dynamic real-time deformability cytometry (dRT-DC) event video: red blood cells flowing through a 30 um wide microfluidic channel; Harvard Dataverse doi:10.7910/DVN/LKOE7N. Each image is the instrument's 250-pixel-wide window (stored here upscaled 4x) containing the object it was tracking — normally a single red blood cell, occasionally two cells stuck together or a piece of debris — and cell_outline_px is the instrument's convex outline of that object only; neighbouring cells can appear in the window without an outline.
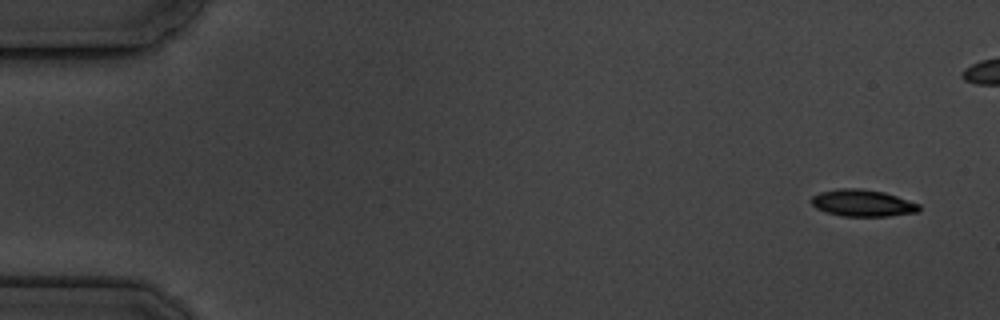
{"species": "common noctule bat (a hibernating species)", "species_latin": "Nyctalus noctula", "temperature_condition": "cold", "stored_images_in_passage": 6, "camera_frame_rate_fps": 3000, "um_per_image_px": 0.085, "animal": {"sex": "male", "body_mass_g": 19.5, "forearm_length_mm": 54.6}, "frame": {"image": 1, "passage_image": 1, "time_ms": 0.0, "image_size_px": [1000, 320], "cell_outline_px": [[920, 212], [888, 216], [840, 216], [824, 212], [816, 208], [812, 204], [812, 196], [820, 192], [840, 188], [860, 188], [884, 192], [920, 204]], "centroid_in_image_um": [73.32, 17.26], "position_along_channel_um": 11.7, "area_um2": 16.94}}